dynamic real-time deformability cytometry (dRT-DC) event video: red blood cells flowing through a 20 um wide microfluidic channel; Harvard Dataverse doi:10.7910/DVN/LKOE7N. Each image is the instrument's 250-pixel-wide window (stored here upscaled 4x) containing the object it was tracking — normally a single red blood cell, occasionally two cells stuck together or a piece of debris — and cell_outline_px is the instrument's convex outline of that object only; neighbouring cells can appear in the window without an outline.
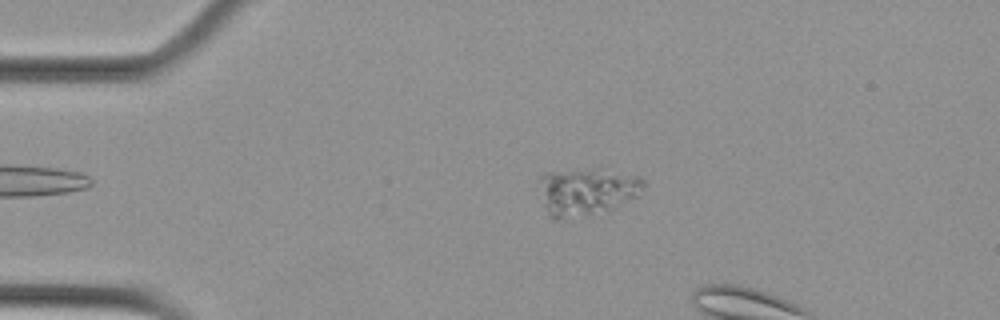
{"species": "Egyptian fruit bat (a non-hibernating species)", "species_latin": "Rousettus aegyptiacus", "temperature_condition": "cold", "stored_images_in_passage": 15, "camera_frame_rate_fps": 3000, "um_per_image_px": 0.085, "animal": {"sex": "female"}, "frame": {"image": 1, "passage_image": 11, "time_ms": 3.333, "image_size_px": [1000, 320], "cell_outline_px": [[644, 188], [636, 196], [616, 208], [556, 220], [552, 220], [548, 216], [544, 204], [536, 176], [544, 172], [600, 164], [604, 164], [640, 176], [644, 180]], "centroid_in_image_um": [49.88, 16.15], "position_along_channel_um": 35.1, "area_um2": 30.63}}